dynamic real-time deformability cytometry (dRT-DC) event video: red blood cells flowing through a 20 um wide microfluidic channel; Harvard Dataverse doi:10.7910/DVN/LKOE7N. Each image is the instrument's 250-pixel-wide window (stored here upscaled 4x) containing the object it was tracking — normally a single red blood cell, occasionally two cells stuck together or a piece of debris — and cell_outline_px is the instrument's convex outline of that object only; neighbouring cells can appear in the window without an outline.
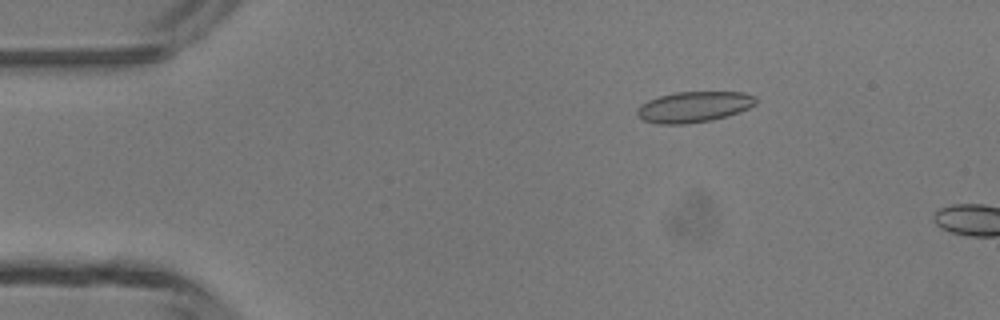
{"species": "common noctule bat (a hibernating species)", "species_latin": "Nyctalus noctula", "temperature_condition": "room temperature", "stored_images_in_passage": 4, "camera_frame_rate_fps": 3000, "um_per_image_px": 0.085, "animal": {"sex": "male", "body_mass_g": 13.3}, "frame": {"image": 1, "passage_image": 3, "time_ms": 2.333, "image_size_px": [1000, 320], "cell_outline_px": [[756, 104], [740, 112], [728, 116], [712, 120], [684, 124], [656, 124], [644, 120], [636, 116], [636, 108], [640, 104], [648, 100], [660, 96], [676, 92], [744, 92], [756, 96]], "centroid_in_image_um": [58.96, 9.09], "position_along_channel_um": 26.0, "area_um2": 21.5}}